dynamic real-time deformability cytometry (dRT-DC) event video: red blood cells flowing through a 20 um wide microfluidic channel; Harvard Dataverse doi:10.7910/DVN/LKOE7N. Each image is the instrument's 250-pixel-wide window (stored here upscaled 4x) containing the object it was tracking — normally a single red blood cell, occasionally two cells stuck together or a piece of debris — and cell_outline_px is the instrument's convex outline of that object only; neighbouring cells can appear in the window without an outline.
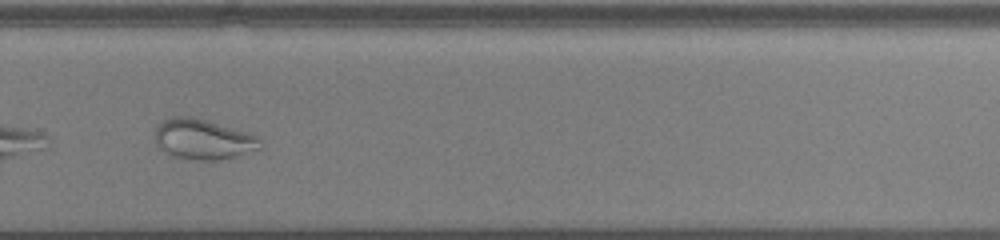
{"species": "common noctule bat (a hibernating species)", "species_latin": "Nyctalus noctula", "temperature_condition": "cold", "stored_images_in_passage": 40, "camera_frame_rate_fps": 3000, "um_per_image_px": 0.085, "animal": {"sex": "male", "body_mass_g": 13.0, "forearm_length_mm": 53.1}, "frame": {"image": 1, "passage_image": 29, "time_ms": 9.333, "image_size_px": [1000, 240], "cell_outline_px": [[264, 144], [260, 148], [240, 156], [220, 160], [184, 160], [172, 156], [164, 152], [156, 144], [156, 124], [172, 116], [192, 116], [252, 132], [260, 136]], "centroid_in_image_um": [17.32, 11.84], "position_along_channel_um": 312.5, "area_um2": 25.61}}